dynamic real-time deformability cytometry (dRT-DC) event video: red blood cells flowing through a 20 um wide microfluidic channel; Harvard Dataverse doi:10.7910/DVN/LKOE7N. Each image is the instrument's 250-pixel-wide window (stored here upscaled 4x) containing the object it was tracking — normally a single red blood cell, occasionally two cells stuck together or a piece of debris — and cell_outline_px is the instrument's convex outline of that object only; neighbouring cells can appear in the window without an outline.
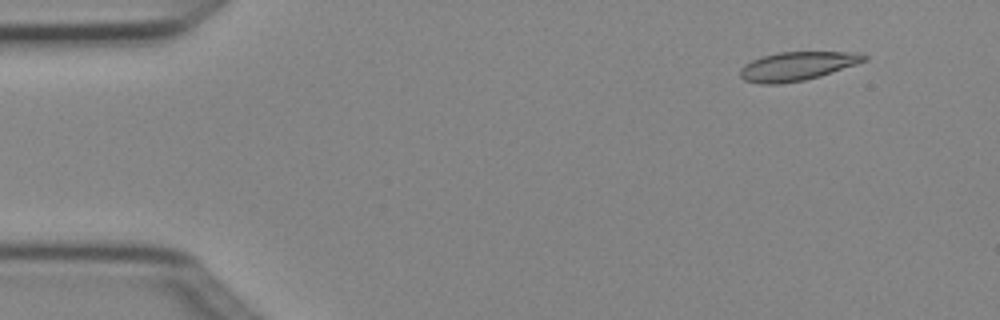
{"species": "Egyptian fruit bat (a non-hibernating species)", "species_latin": "Rousettus aegyptiacus", "temperature_condition": "cold", "stored_images_in_passage": 5, "camera_frame_rate_fps": 3000, "um_per_image_px": 0.085, "animal": {"sex": "female"}, "frame": {"image": 1, "passage_image": 1, "time_ms": 0.0, "image_size_px": [1000, 320], "cell_outline_px": [[868, 60], [820, 76], [804, 80], [780, 84], [760, 84], [744, 80], [740, 76], [740, 68], [744, 64], [752, 60], [764, 56], [780, 52], [860, 52], [868, 56]], "centroid_in_image_um": [67.76, 5.62], "position_along_channel_um": 17.2, "area_um2": 20.75}}
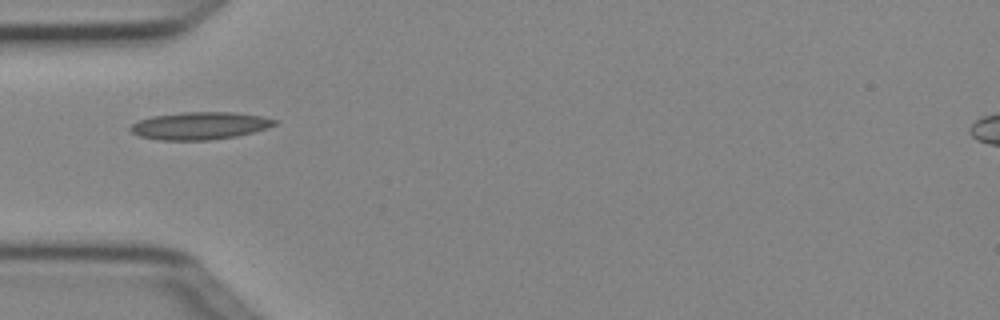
{"frame": {"image": 2, "passage_image": 4, "time_ms": 1.0, "image_size_px": [1000, 320], "cell_outline_px": [[276, 124], [252, 132], [236, 136], [212, 140], [160, 140], [140, 136], [132, 132], [128, 128], [132, 124], [140, 120], [152, 116], [184, 112], [232, 112], [264, 116], [276, 120]], "centroid_in_image_um": [16.97, 10.68], "position_along_channel_um": 68.0, "area_um2": 22.95}}
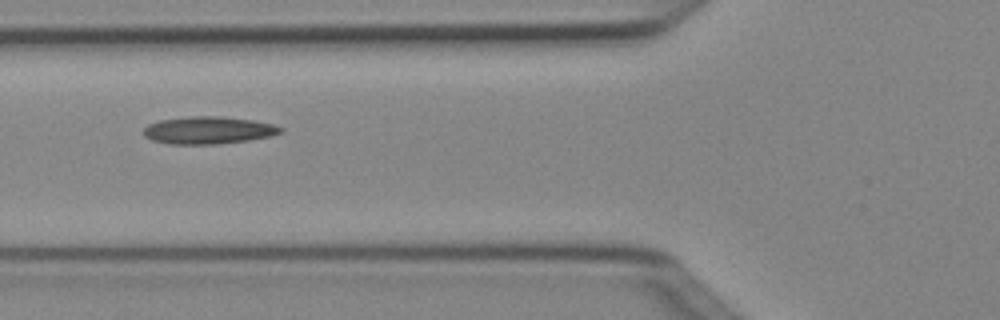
{"frame": {"image": 3, "passage_image": 5, "time_ms": 1.333, "image_size_px": [1000, 320], "cell_outline_px": [[284, 128], [280, 132], [272, 136], [248, 140], [216, 144], [168, 144], [152, 140], [144, 136], [144, 128], [148, 124], [160, 120], [192, 116], [220, 116], [252, 120], [272, 124]], "centroid_in_image_um": [17.69, 11.07], "position_along_channel_um": 108.1, "area_um2": 21.79}}